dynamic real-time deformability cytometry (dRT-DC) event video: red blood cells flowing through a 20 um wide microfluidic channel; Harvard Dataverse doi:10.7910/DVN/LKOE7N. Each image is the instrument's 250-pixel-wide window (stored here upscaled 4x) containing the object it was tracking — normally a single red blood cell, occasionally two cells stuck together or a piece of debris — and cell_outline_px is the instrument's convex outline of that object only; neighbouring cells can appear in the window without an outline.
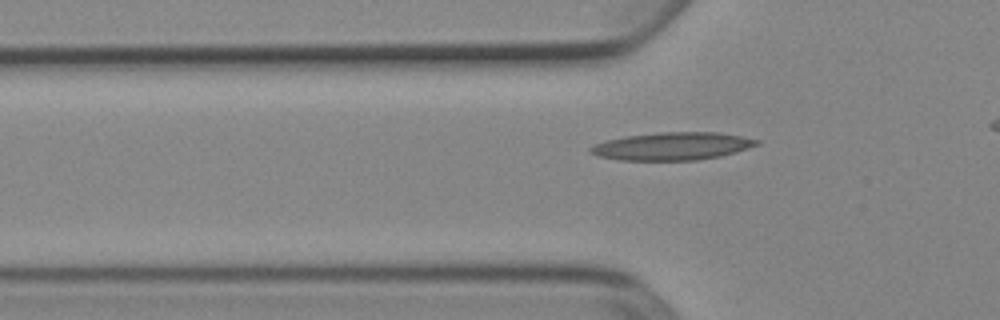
{"species": "Egyptian fruit bat (a non-hibernating species)", "species_latin": "Rousettus aegyptiacus", "temperature_condition": "cold", "stored_images_in_passage": 41, "camera_frame_rate_fps": 3000, "um_per_image_px": 0.085, "animal": {"sex": "female"}, "frame": {"image": 1, "passage_image": 12, "time_ms": 3.667, "image_size_px": [1000, 320], "cell_outline_px": [[760, 144], [736, 152], [720, 156], [696, 160], [620, 160], [600, 156], [588, 152], [588, 148], [604, 140], [624, 136], [660, 132], [716, 132], [740, 136], [760, 140]], "centroid_in_image_um": [57.13, 12.42], "position_along_channel_um": 68.7, "area_um2": 26.88}}
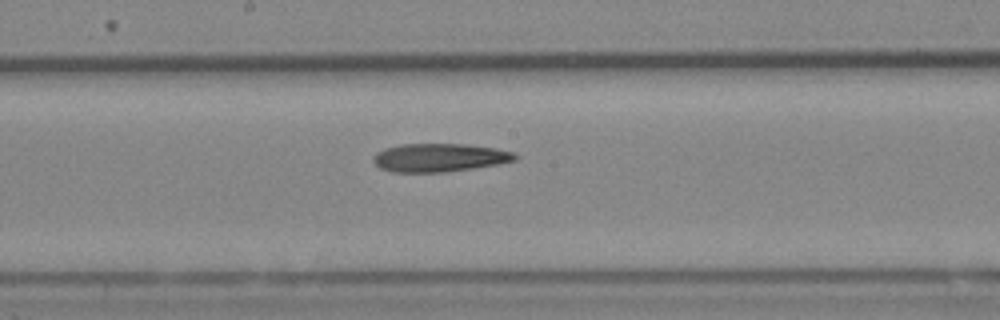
{"frame": {"image": 2, "passage_image": 23, "time_ms": 7.333, "image_size_px": [1000, 320], "cell_outline_px": [[520, 156], [516, 160], [500, 164], [444, 172], [392, 172], [380, 168], [372, 160], [372, 156], [376, 152], [384, 148], [400, 144], [464, 144], [496, 148], [512, 152]], "centroid_in_image_um": [37.34, 13.39], "position_along_channel_um": 210.9, "area_um2": 23.52}}
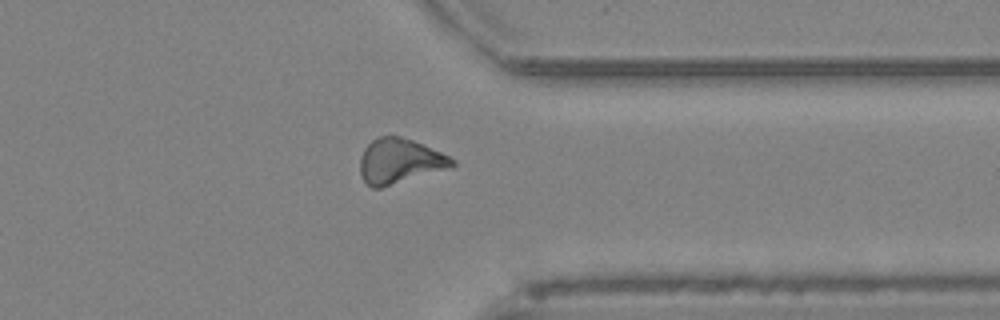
{"frame": {"image": 3, "passage_image": 36, "time_ms": 11.667, "image_size_px": [1000, 320], "cell_outline_px": [[456, 164], [452, 168], [380, 188], [372, 188], [364, 180], [360, 172], [360, 156], [364, 148], [372, 140], [380, 136], [400, 136], [412, 140], [440, 152], [456, 160]], "centroid_in_image_um": [33.98, 13.7], "position_along_channel_um": 377.4, "area_um2": 24.1}}